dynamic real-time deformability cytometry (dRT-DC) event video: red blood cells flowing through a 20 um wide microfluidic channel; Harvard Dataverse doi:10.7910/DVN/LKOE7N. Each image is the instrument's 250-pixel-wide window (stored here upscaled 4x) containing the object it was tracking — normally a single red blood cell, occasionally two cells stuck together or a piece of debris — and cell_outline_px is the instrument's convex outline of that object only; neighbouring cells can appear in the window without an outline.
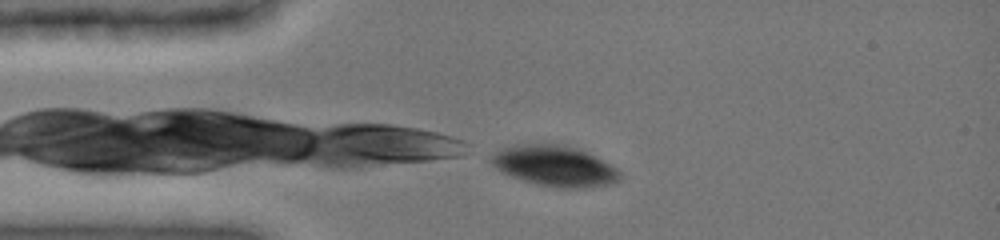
{"species": "common noctule bat (a hibernating species)", "species_latin": "Nyctalus noctula", "temperature_condition": "cold", "stored_images_in_passage": 32, "camera_frame_rate_fps": 3000, "um_per_image_px": 0.085, "animal": {"sex": "female", "body_mass_g": 19.0, "forearm_length_mm": 51.5}, "frame": {"image": 1, "passage_image": 1, "time_ms": 0.0, "image_size_px": [1000, 240], "cell_outline_px": [[620, 180], [612, 184], [580, 188], [568, 188], [536, 184], [500, 172], [488, 160], [496, 152], [504, 148], [524, 144], [560, 144], [576, 148], [616, 168], [620, 172]], "centroid_in_image_um": [47.12, 14.12], "position_along_channel_um": 37.9, "area_um2": 29.82}}